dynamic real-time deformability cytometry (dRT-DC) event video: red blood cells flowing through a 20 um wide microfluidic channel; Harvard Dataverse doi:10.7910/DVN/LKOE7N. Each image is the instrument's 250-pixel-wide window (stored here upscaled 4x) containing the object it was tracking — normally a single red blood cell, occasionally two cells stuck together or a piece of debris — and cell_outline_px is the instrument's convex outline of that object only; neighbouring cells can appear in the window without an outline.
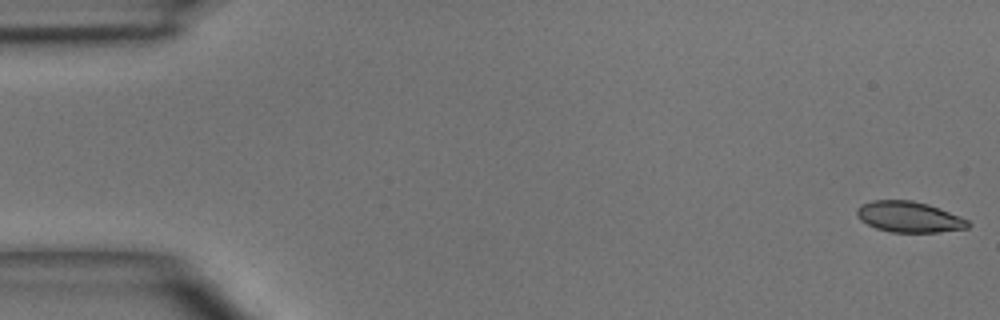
{"species": "common noctule bat (a hibernating species)", "species_latin": "Nyctalus noctula", "temperature_condition": "room temperature", "stored_images_in_passage": 5, "camera_frame_rate_fps": 3000, "um_per_image_px": 0.085, "animal": {"sex": "male", "body_mass_g": 15.6}, "frame": {"image": 1, "passage_image": 1, "time_ms": 0.0, "image_size_px": [1000, 320], "cell_outline_px": [[972, 224], [968, 228], [940, 232], [888, 232], [876, 228], [860, 220], [856, 216], [856, 208], [860, 204], [872, 200], [912, 200], [928, 204], [960, 216], [968, 220]], "centroid_in_image_um": [77.25, 18.43], "position_along_channel_um": 7.7, "area_um2": 20.17}}
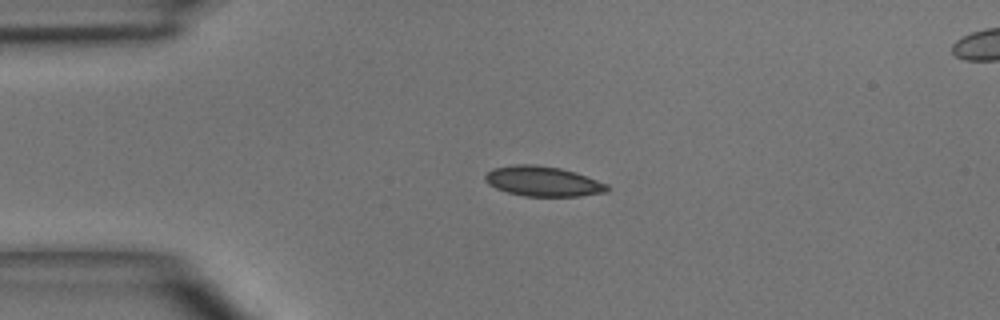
{"frame": {"image": 2, "passage_image": 4, "time_ms": 3.333, "image_size_px": [1000, 320], "cell_outline_px": [[612, 188], [608, 192], [580, 196], [524, 196], [508, 192], [496, 188], [488, 184], [484, 180], [484, 176], [492, 168], [516, 164], [536, 164], [560, 168], [576, 172], [608, 184]], "centroid_in_image_um": [46.18, 15.41], "position_along_channel_um": 38.8, "area_um2": 21.56}}